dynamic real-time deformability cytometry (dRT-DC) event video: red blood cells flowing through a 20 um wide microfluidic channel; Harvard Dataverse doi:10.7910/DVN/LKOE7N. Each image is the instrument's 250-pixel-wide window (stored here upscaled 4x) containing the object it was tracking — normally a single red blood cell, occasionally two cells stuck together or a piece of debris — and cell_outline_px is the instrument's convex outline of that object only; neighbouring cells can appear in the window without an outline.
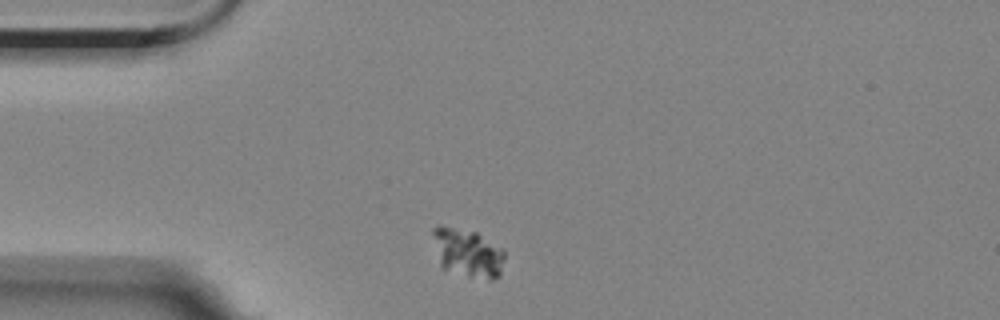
{"species": "Egyptian fruit bat (a non-hibernating species)", "species_latin": "Rousettus aegyptiacus", "temperature_condition": "room temperature", "stored_images_in_passage": 2, "camera_frame_rate_fps": 3000, "um_per_image_px": 0.085, "animal": {"sex": "female"}, "frame": {"image": 1, "passage_image": 1, "time_ms": 0.0, "image_size_px": [1000, 320], "cell_outline_px": [[504, 256], [500, 276], [492, 280], [488, 280], [468, 276], [440, 268], [432, 232], [432, 228], [440, 224], [476, 232], [504, 248]], "centroid_in_image_um": [39.75, 21.48], "position_along_channel_um": 45.2, "area_um2": 20.58}}